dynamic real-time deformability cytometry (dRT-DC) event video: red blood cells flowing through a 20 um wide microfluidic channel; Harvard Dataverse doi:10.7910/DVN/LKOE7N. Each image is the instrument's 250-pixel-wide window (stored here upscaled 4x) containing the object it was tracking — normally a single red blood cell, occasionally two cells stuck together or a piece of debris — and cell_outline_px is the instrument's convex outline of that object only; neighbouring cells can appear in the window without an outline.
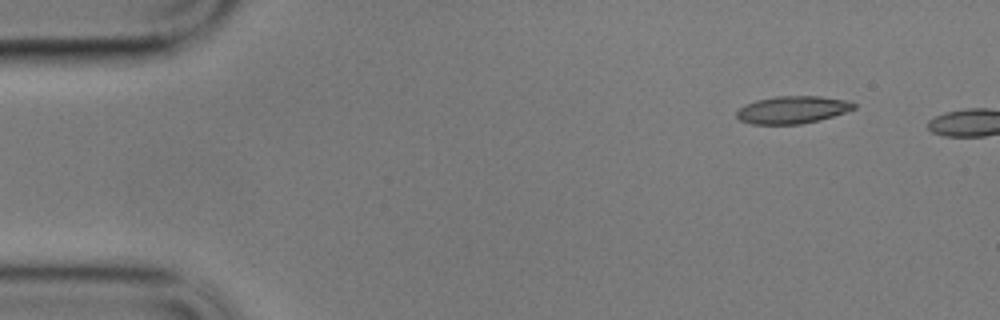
{"species": "common noctule bat (a hibernating species)", "species_latin": "Nyctalus noctula", "temperature_condition": "cold", "stored_images_in_passage": 3, "camera_frame_rate_fps": 3000, "um_per_image_px": 0.085, "animal": {"sex": "male", "body_mass_g": 17.9}, "frame": {"image": 1, "passage_image": 1, "time_ms": 0.0, "image_size_px": [1000, 320], "cell_outline_px": [[856, 108], [820, 120], [800, 124], [752, 124], [740, 120], [736, 116], [736, 112], [744, 104], [756, 100], [776, 96], [820, 96], [844, 100], [856, 104]], "centroid_in_image_um": [67.32, 9.33], "position_along_channel_um": 17.7, "area_um2": 18.67}}